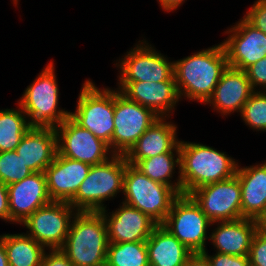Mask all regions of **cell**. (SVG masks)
<instances>
[{
  "instance_id": "1",
  "label": "cell",
  "mask_w": 266,
  "mask_h": 266,
  "mask_svg": "<svg viewBox=\"0 0 266 266\" xmlns=\"http://www.w3.org/2000/svg\"><path fill=\"white\" fill-rule=\"evenodd\" d=\"M228 60L222 42L179 60H174V77L180 100L205 104L212 96Z\"/></svg>"
},
{
  "instance_id": "2",
  "label": "cell",
  "mask_w": 266,
  "mask_h": 266,
  "mask_svg": "<svg viewBox=\"0 0 266 266\" xmlns=\"http://www.w3.org/2000/svg\"><path fill=\"white\" fill-rule=\"evenodd\" d=\"M180 177L182 194L218 181H223L236 174L238 160L212 146L200 142L180 140Z\"/></svg>"
},
{
  "instance_id": "3",
  "label": "cell",
  "mask_w": 266,
  "mask_h": 266,
  "mask_svg": "<svg viewBox=\"0 0 266 266\" xmlns=\"http://www.w3.org/2000/svg\"><path fill=\"white\" fill-rule=\"evenodd\" d=\"M108 234L101 212L77 211L61 250L74 266L106 264Z\"/></svg>"
},
{
  "instance_id": "4",
  "label": "cell",
  "mask_w": 266,
  "mask_h": 266,
  "mask_svg": "<svg viewBox=\"0 0 266 266\" xmlns=\"http://www.w3.org/2000/svg\"><path fill=\"white\" fill-rule=\"evenodd\" d=\"M127 164L124 155L114 154L107 161L91 166L69 204L76 211L100 212L106 209L105 201L113 200L119 193H123Z\"/></svg>"
},
{
  "instance_id": "5",
  "label": "cell",
  "mask_w": 266,
  "mask_h": 266,
  "mask_svg": "<svg viewBox=\"0 0 266 266\" xmlns=\"http://www.w3.org/2000/svg\"><path fill=\"white\" fill-rule=\"evenodd\" d=\"M55 67L50 61L17 102L31 126L55 128L70 116V111L58 107L60 93Z\"/></svg>"
},
{
  "instance_id": "6",
  "label": "cell",
  "mask_w": 266,
  "mask_h": 266,
  "mask_svg": "<svg viewBox=\"0 0 266 266\" xmlns=\"http://www.w3.org/2000/svg\"><path fill=\"white\" fill-rule=\"evenodd\" d=\"M70 117L82 128L89 130L97 138L109 145L112 152V134L114 131V89L99 88L86 79L82 84L74 112Z\"/></svg>"
},
{
  "instance_id": "7",
  "label": "cell",
  "mask_w": 266,
  "mask_h": 266,
  "mask_svg": "<svg viewBox=\"0 0 266 266\" xmlns=\"http://www.w3.org/2000/svg\"><path fill=\"white\" fill-rule=\"evenodd\" d=\"M123 202L148 215L158 225L165 221L175 199L174 188L153 181L134 165L127 164L124 174Z\"/></svg>"
},
{
  "instance_id": "8",
  "label": "cell",
  "mask_w": 266,
  "mask_h": 266,
  "mask_svg": "<svg viewBox=\"0 0 266 266\" xmlns=\"http://www.w3.org/2000/svg\"><path fill=\"white\" fill-rule=\"evenodd\" d=\"M124 54L113 64L119 72L118 82L175 80L174 61L156 50L146 39L136 42L133 48Z\"/></svg>"
},
{
  "instance_id": "9",
  "label": "cell",
  "mask_w": 266,
  "mask_h": 266,
  "mask_svg": "<svg viewBox=\"0 0 266 266\" xmlns=\"http://www.w3.org/2000/svg\"><path fill=\"white\" fill-rule=\"evenodd\" d=\"M193 253L207 250L212 221L188 194H180L161 224ZM208 233V234H207Z\"/></svg>"
},
{
  "instance_id": "10",
  "label": "cell",
  "mask_w": 266,
  "mask_h": 266,
  "mask_svg": "<svg viewBox=\"0 0 266 266\" xmlns=\"http://www.w3.org/2000/svg\"><path fill=\"white\" fill-rule=\"evenodd\" d=\"M158 118L150 108L129 100L117 87L114 88L112 153L125 156Z\"/></svg>"
},
{
  "instance_id": "11",
  "label": "cell",
  "mask_w": 266,
  "mask_h": 266,
  "mask_svg": "<svg viewBox=\"0 0 266 266\" xmlns=\"http://www.w3.org/2000/svg\"><path fill=\"white\" fill-rule=\"evenodd\" d=\"M77 211L67 202L52 201L38 208L20 226L46 249H61Z\"/></svg>"
},
{
  "instance_id": "12",
  "label": "cell",
  "mask_w": 266,
  "mask_h": 266,
  "mask_svg": "<svg viewBox=\"0 0 266 266\" xmlns=\"http://www.w3.org/2000/svg\"><path fill=\"white\" fill-rule=\"evenodd\" d=\"M55 130L57 153L61 156L93 166L114 155L106 142L82 128L70 116L55 127Z\"/></svg>"
},
{
  "instance_id": "13",
  "label": "cell",
  "mask_w": 266,
  "mask_h": 266,
  "mask_svg": "<svg viewBox=\"0 0 266 266\" xmlns=\"http://www.w3.org/2000/svg\"><path fill=\"white\" fill-rule=\"evenodd\" d=\"M212 221H233L242 218L241 186L238 176L210 183L189 194Z\"/></svg>"
},
{
  "instance_id": "14",
  "label": "cell",
  "mask_w": 266,
  "mask_h": 266,
  "mask_svg": "<svg viewBox=\"0 0 266 266\" xmlns=\"http://www.w3.org/2000/svg\"><path fill=\"white\" fill-rule=\"evenodd\" d=\"M224 33L229 34L222 41L229 67L244 71L266 56V34L256 29L244 17Z\"/></svg>"
},
{
  "instance_id": "15",
  "label": "cell",
  "mask_w": 266,
  "mask_h": 266,
  "mask_svg": "<svg viewBox=\"0 0 266 266\" xmlns=\"http://www.w3.org/2000/svg\"><path fill=\"white\" fill-rule=\"evenodd\" d=\"M106 221L108 242L146 241L158 225L148 215L123 201L119 208L100 211Z\"/></svg>"
},
{
  "instance_id": "16",
  "label": "cell",
  "mask_w": 266,
  "mask_h": 266,
  "mask_svg": "<svg viewBox=\"0 0 266 266\" xmlns=\"http://www.w3.org/2000/svg\"><path fill=\"white\" fill-rule=\"evenodd\" d=\"M117 83V89L129 100L150 108L159 117H171L181 102L175 80Z\"/></svg>"
},
{
  "instance_id": "17",
  "label": "cell",
  "mask_w": 266,
  "mask_h": 266,
  "mask_svg": "<svg viewBox=\"0 0 266 266\" xmlns=\"http://www.w3.org/2000/svg\"><path fill=\"white\" fill-rule=\"evenodd\" d=\"M7 189L11 224L20 225L38 208L52 202L45 172L32 173Z\"/></svg>"
},
{
  "instance_id": "18",
  "label": "cell",
  "mask_w": 266,
  "mask_h": 266,
  "mask_svg": "<svg viewBox=\"0 0 266 266\" xmlns=\"http://www.w3.org/2000/svg\"><path fill=\"white\" fill-rule=\"evenodd\" d=\"M90 164L56 154L45 169L47 190L52 201L69 203L87 177Z\"/></svg>"
},
{
  "instance_id": "19",
  "label": "cell",
  "mask_w": 266,
  "mask_h": 266,
  "mask_svg": "<svg viewBox=\"0 0 266 266\" xmlns=\"http://www.w3.org/2000/svg\"><path fill=\"white\" fill-rule=\"evenodd\" d=\"M253 92L245 71L228 66L222 73L212 96L204 105H211L213 112L216 111L222 117L235 112H239V115Z\"/></svg>"
},
{
  "instance_id": "20",
  "label": "cell",
  "mask_w": 266,
  "mask_h": 266,
  "mask_svg": "<svg viewBox=\"0 0 266 266\" xmlns=\"http://www.w3.org/2000/svg\"><path fill=\"white\" fill-rule=\"evenodd\" d=\"M170 117H159L139 137V140L125 155L127 162L135 165L139 160L169 151H180L177 124Z\"/></svg>"
},
{
  "instance_id": "21",
  "label": "cell",
  "mask_w": 266,
  "mask_h": 266,
  "mask_svg": "<svg viewBox=\"0 0 266 266\" xmlns=\"http://www.w3.org/2000/svg\"><path fill=\"white\" fill-rule=\"evenodd\" d=\"M216 227H215V226ZM209 242L215 252L234 256L249 255L252 239L256 233L255 219L240 218L233 221L212 222Z\"/></svg>"
},
{
  "instance_id": "22",
  "label": "cell",
  "mask_w": 266,
  "mask_h": 266,
  "mask_svg": "<svg viewBox=\"0 0 266 266\" xmlns=\"http://www.w3.org/2000/svg\"><path fill=\"white\" fill-rule=\"evenodd\" d=\"M15 151L33 173L44 172L57 154L55 128L32 126Z\"/></svg>"
},
{
  "instance_id": "23",
  "label": "cell",
  "mask_w": 266,
  "mask_h": 266,
  "mask_svg": "<svg viewBox=\"0 0 266 266\" xmlns=\"http://www.w3.org/2000/svg\"><path fill=\"white\" fill-rule=\"evenodd\" d=\"M263 162L244 167L238 163L236 175L241 186L242 218L256 220L265 209L266 160Z\"/></svg>"
},
{
  "instance_id": "24",
  "label": "cell",
  "mask_w": 266,
  "mask_h": 266,
  "mask_svg": "<svg viewBox=\"0 0 266 266\" xmlns=\"http://www.w3.org/2000/svg\"><path fill=\"white\" fill-rule=\"evenodd\" d=\"M150 266H184L194 254L161 224L146 240Z\"/></svg>"
},
{
  "instance_id": "25",
  "label": "cell",
  "mask_w": 266,
  "mask_h": 266,
  "mask_svg": "<svg viewBox=\"0 0 266 266\" xmlns=\"http://www.w3.org/2000/svg\"><path fill=\"white\" fill-rule=\"evenodd\" d=\"M134 166L153 181L170 186L182 194L180 151H169L145 158L139 160ZM176 169L178 173L175 171ZM175 173L178 176L174 180Z\"/></svg>"
},
{
  "instance_id": "26",
  "label": "cell",
  "mask_w": 266,
  "mask_h": 266,
  "mask_svg": "<svg viewBox=\"0 0 266 266\" xmlns=\"http://www.w3.org/2000/svg\"><path fill=\"white\" fill-rule=\"evenodd\" d=\"M0 236L9 266H41L47 249L25 232Z\"/></svg>"
},
{
  "instance_id": "27",
  "label": "cell",
  "mask_w": 266,
  "mask_h": 266,
  "mask_svg": "<svg viewBox=\"0 0 266 266\" xmlns=\"http://www.w3.org/2000/svg\"><path fill=\"white\" fill-rule=\"evenodd\" d=\"M17 105L16 108L0 109V152L15 150L32 127L22 107Z\"/></svg>"
},
{
  "instance_id": "28",
  "label": "cell",
  "mask_w": 266,
  "mask_h": 266,
  "mask_svg": "<svg viewBox=\"0 0 266 266\" xmlns=\"http://www.w3.org/2000/svg\"><path fill=\"white\" fill-rule=\"evenodd\" d=\"M108 266H150L146 241L108 243Z\"/></svg>"
},
{
  "instance_id": "29",
  "label": "cell",
  "mask_w": 266,
  "mask_h": 266,
  "mask_svg": "<svg viewBox=\"0 0 266 266\" xmlns=\"http://www.w3.org/2000/svg\"><path fill=\"white\" fill-rule=\"evenodd\" d=\"M239 115L250 129L266 132V91H254Z\"/></svg>"
},
{
  "instance_id": "30",
  "label": "cell",
  "mask_w": 266,
  "mask_h": 266,
  "mask_svg": "<svg viewBox=\"0 0 266 266\" xmlns=\"http://www.w3.org/2000/svg\"><path fill=\"white\" fill-rule=\"evenodd\" d=\"M32 173L15 150L0 152V181L5 185L19 182Z\"/></svg>"
},
{
  "instance_id": "31",
  "label": "cell",
  "mask_w": 266,
  "mask_h": 266,
  "mask_svg": "<svg viewBox=\"0 0 266 266\" xmlns=\"http://www.w3.org/2000/svg\"><path fill=\"white\" fill-rule=\"evenodd\" d=\"M248 256L250 266H266V233L256 231Z\"/></svg>"
},
{
  "instance_id": "32",
  "label": "cell",
  "mask_w": 266,
  "mask_h": 266,
  "mask_svg": "<svg viewBox=\"0 0 266 266\" xmlns=\"http://www.w3.org/2000/svg\"><path fill=\"white\" fill-rule=\"evenodd\" d=\"M244 71L254 91H266V56Z\"/></svg>"
},
{
  "instance_id": "33",
  "label": "cell",
  "mask_w": 266,
  "mask_h": 266,
  "mask_svg": "<svg viewBox=\"0 0 266 266\" xmlns=\"http://www.w3.org/2000/svg\"><path fill=\"white\" fill-rule=\"evenodd\" d=\"M243 17L256 29L266 34V0H256Z\"/></svg>"
},
{
  "instance_id": "34",
  "label": "cell",
  "mask_w": 266,
  "mask_h": 266,
  "mask_svg": "<svg viewBox=\"0 0 266 266\" xmlns=\"http://www.w3.org/2000/svg\"><path fill=\"white\" fill-rule=\"evenodd\" d=\"M202 254L211 266H250L248 255L234 256L218 252L209 255L208 250H205Z\"/></svg>"
},
{
  "instance_id": "35",
  "label": "cell",
  "mask_w": 266,
  "mask_h": 266,
  "mask_svg": "<svg viewBox=\"0 0 266 266\" xmlns=\"http://www.w3.org/2000/svg\"><path fill=\"white\" fill-rule=\"evenodd\" d=\"M47 251L43 256L41 266H74L61 249H47Z\"/></svg>"
},
{
  "instance_id": "36",
  "label": "cell",
  "mask_w": 266,
  "mask_h": 266,
  "mask_svg": "<svg viewBox=\"0 0 266 266\" xmlns=\"http://www.w3.org/2000/svg\"><path fill=\"white\" fill-rule=\"evenodd\" d=\"M0 219L10 223L7 185L0 181Z\"/></svg>"
},
{
  "instance_id": "37",
  "label": "cell",
  "mask_w": 266,
  "mask_h": 266,
  "mask_svg": "<svg viewBox=\"0 0 266 266\" xmlns=\"http://www.w3.org/2000/svg\"><path fill=\"white\" fill-rule=\"evenodd\" d=\"M157 1L162 10L164 12L169 13L179 9V7L182 6V4H184V2L187 0H157Z\"/></svg>"
},
{
  "instance_id": "38",
  "label": "cell",
  "mask_w": 266,
  "mask_h": 266,
  "mask_svg": "<svg viewBox=\"0 0 266 266\" xmlns=\"http://www.w3.org/2000/svg\"><path fill=\"white\" fill-rule=\"evenodd\" d=\"M184 266H211L207 258L202 253H194L184 264Z\"/></svg>"
},
{
  "instance_id": "39",
  "label": "cell",
  "mask_w": 266,
  "mask_h": 266,
  "mask_svg": "<svg viewBox=\"0 0 266 266\" xmlns=\"http://www.w3.org/2000/svg\"><path fill=\"white\" fill-rule=\"evenodd\" d=\"M257 229L263 233H266V206L264 211L256 219Z\"/></svg>"
},
{
  "instance_id": "40",
  "label": "cell",
  "mask_w": 266,
  "mask_h": 266,
  "mask_svg": "<svg viewBox=\"0 0 266 266\" xmlns=\"http://www.w3.org/2000/svg\"><path fill=\"white\" fill-rule=\"evenodd\" d=\"M0 266H9L7 254L1 236H0Z\"/></svg>"
},
{
  "instance_id": "41",
  "label": "cell",
  "mask_w": 266,
  "mask_h": 266,
  "mask_svg": "<svg viewBox=\"0 0 266 266\" xmlns=\"http://www.w3.org/2000/svg\"><path fill=\"white\" fill-rule=\"evenodd\" d=\"M12 2H13V5H15V7H17L18 8V4H19V1L18 0H12Z\"/></svg>"
}]
</instances>
